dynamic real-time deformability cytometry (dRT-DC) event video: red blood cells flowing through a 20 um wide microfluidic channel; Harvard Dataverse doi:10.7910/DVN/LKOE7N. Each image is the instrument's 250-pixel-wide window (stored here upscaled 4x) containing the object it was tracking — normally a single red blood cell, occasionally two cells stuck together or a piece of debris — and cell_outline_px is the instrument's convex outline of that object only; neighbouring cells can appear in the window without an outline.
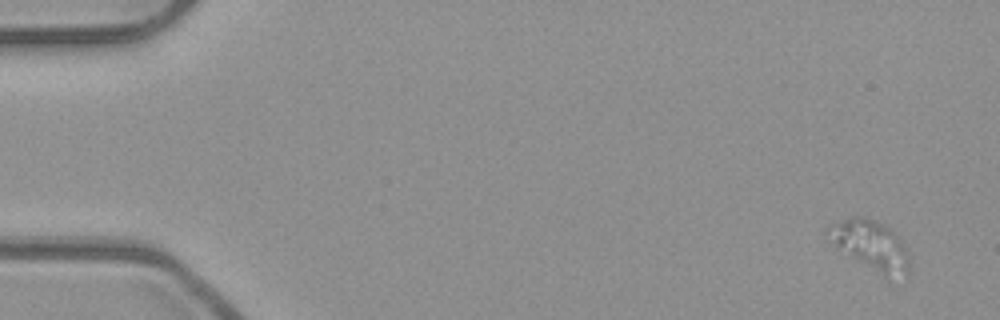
{"species": "common noctule bat (a hibernating species)", "species_latin": "Nyctalus noctula", "temperature_condition": "room temperature", "stored_images_in_passage": 8, "camera_frame_rate_fps": 3000, "um_per_image_px": 0.085, "animal": {"sex": "male", "body_mass_g": 23.1, "forearm_length_mm": 52.7}, "frame": {"image": 1, "passage_image": 1, "time_ms": 0.0, "image_size_px": [1000, 320], "cell_outline_px": [[908, 272], [888, 280], [852, 256], [836, 244], [824, 232], [824, 228], [852, 216], [864, 216], [892, 228], [900, 240], [904, 248], [908, 264]], "centroid_in_image_um": [74.02, 20.82], "position_along_channel_um": 11.0, "area_um2": 22.6}}
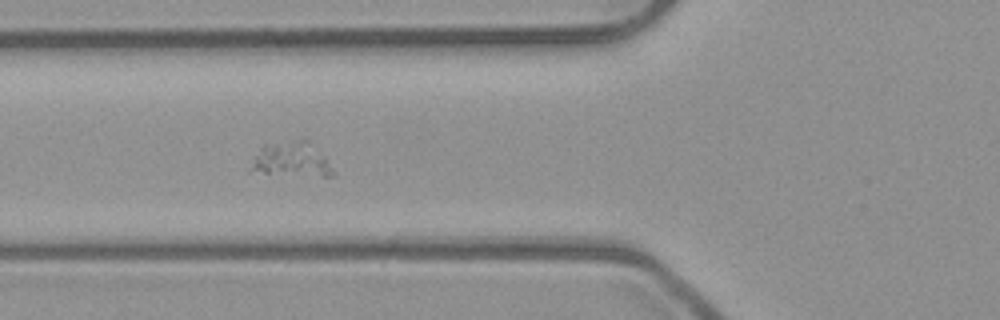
{"frame": {"image": 2, "passage_image": 6, "time_ms": 1.667, "image_size_px": [1000, 320], "cell_outline_px": [[336, 176], [324, 176], [248, 172], [260, 144], [300, 140], [308, 140], [324, 156], [336, 172]], "centroid_in_image_um": [24.76, 13.56], "position_along_channel_um": 101.0, "area_um2": 16.65}}
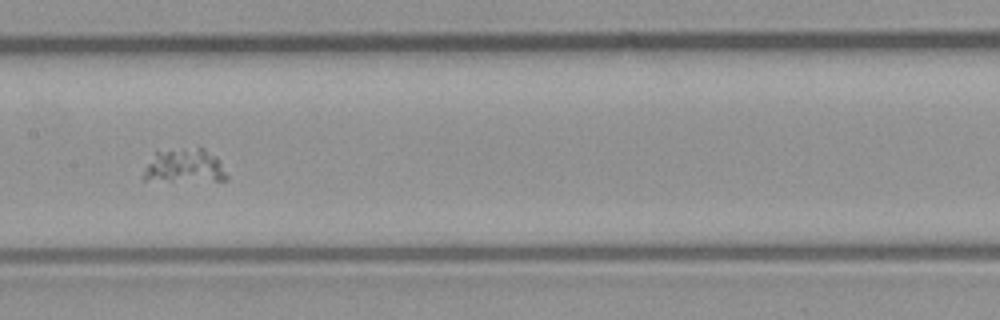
{"frame": {"image": 3, "passage_image": 8, "time_ms": 2.333, "image_size_px": [1000, 320], "cell_outline_px": [[228, 180], [144, 180], [144, 172], [148, 164], [156, 152], [200, 148], [204, 148], [216, 156], [228, 176]], "centroid_in_image_um": [15.74, 14.12], "position_along_channel_um": 191.7, "area_um2": 15.72}}